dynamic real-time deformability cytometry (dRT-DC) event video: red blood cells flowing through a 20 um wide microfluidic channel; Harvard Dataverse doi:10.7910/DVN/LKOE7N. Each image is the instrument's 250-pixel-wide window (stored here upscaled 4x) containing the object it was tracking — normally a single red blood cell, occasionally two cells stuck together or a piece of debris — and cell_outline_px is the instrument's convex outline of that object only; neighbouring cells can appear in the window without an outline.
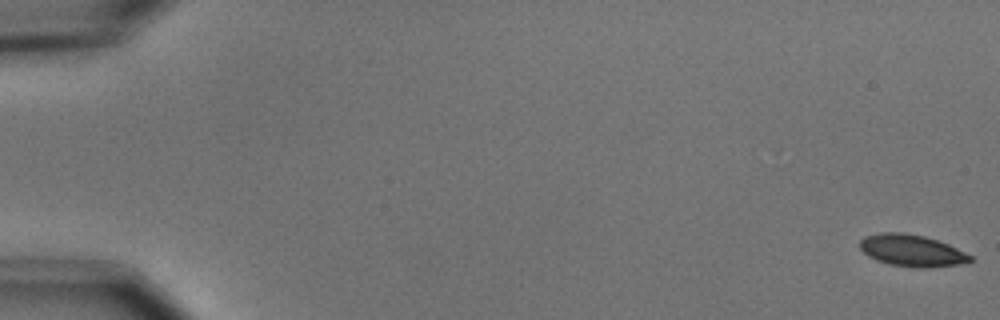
{"species": "common noctule bat (a hibernating species)", "species_latin": "Nyctalus noctula", "temperature_condition": "cold", "stored_images_in_passage": 9, "camera_frame_rate_fps": 3000, "um_per_image_px": 0.085, "animal": {"sex": "male", "body_mass_g": 15.6}, "frame": {"image": 1, "passage_image": 1, "time_ms": 0.0, "image_size_px": [1000, 320], "cell_outline_px": [[972, 260], [956, 264], [924, 268], [916, 268], [888, 264], [868, 256], [860, 248], [860, 240], [864, 236], [880, 232], [904, 232], [924, 236], [948, 244], [972, 256]], "centroid_in_image_um": [77.45, 21.28], "position_along_channel_um": 7.6, "area_um2": 20.29}}
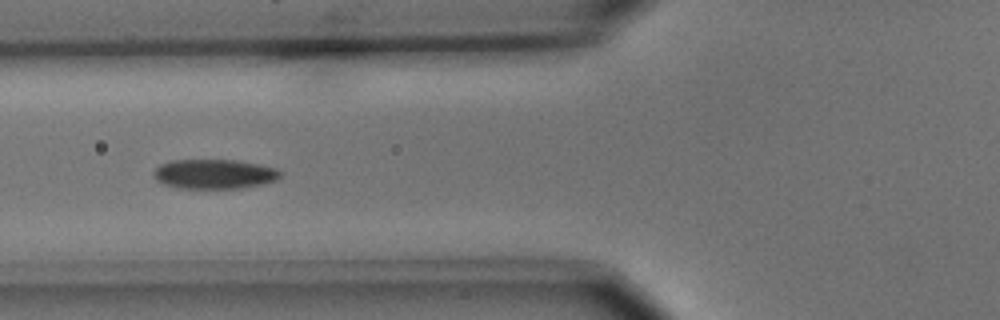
{"frame": {"image": 2, "passage_image": 7, "time_ms": 7.0, "image_size_px": [1000, 320], "cell_outline_px": [[284, 172], [276, 180], [264, 184], [240, 188], [176, 188], [164, 184], [156, 180], [152, 176], [152, 172], [160, 164], [168, 160], [236, 160], [260, 164], [276, 168]], "centroid_in_image_um": [18.21, 14.79], "position_along_channel_um": 107.6, "area_um2": 22.14}}
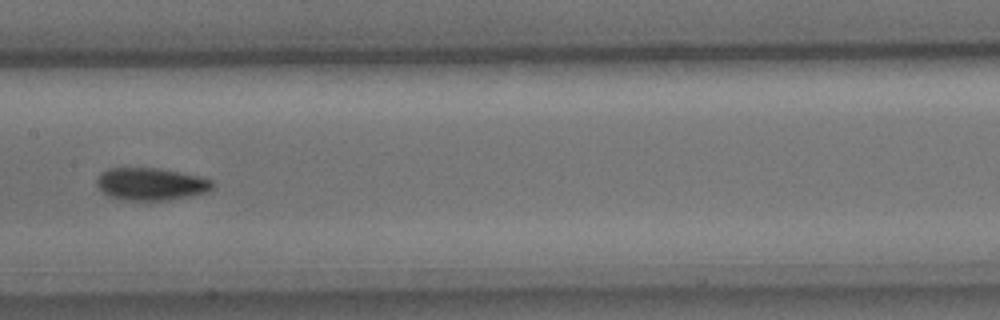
{"frame": {"image": 3, "passage_image": 9, "time_ms": 9.333, "image_size_px": [1000, 320], "cell_outline_px": [[216, 184], [208, 192], [168, 200], [120, 200], [108, 196], [96, 184], [96, 180], [100, 172], [108, 168], [160, 168], [200, 176], [212, 180]], "centroid_in_image_um": [12.83, 15.64], "position_along_channel_um": 194.6, "area_um2": 22.08}}